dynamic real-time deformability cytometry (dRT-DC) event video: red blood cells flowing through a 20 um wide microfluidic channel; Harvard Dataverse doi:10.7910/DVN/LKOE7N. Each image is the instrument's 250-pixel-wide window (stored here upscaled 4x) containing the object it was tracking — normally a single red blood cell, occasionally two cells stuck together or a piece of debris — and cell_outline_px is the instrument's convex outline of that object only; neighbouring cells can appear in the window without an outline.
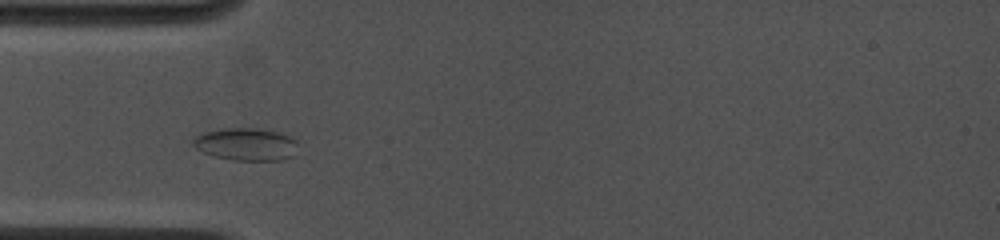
{"species": "common noctule bat (a hibernating species)", "species_latin": "Nyctalus noctula", "temperature_condition": "cold", "stored_images_in_passage": 34, "camera_frame_rate_fps": 4500, "um_per_image_px": 0.085, "animal": {"sex": "female", "body_mass_g": 19.0, "forearm_length_mm": 53.3}, "frame": {"image": 1, "passage_image": 6, "time_ms": 1.556, "image_size_px": [1000, 240], "cell_outline_px": [[296, 144], [292, 156], [280, 160], [232, 160], [216, 156], [204, 152], [196, 148], [192, 144], [192, 140], [196, 136], [204, 132], [224, 128], [252, 128], [280, 132], [296, 140]], "centroid_in_image_um": [20.89, 12.25], "position_along_channel_um": 64.1, "area_um2": 19.59}}
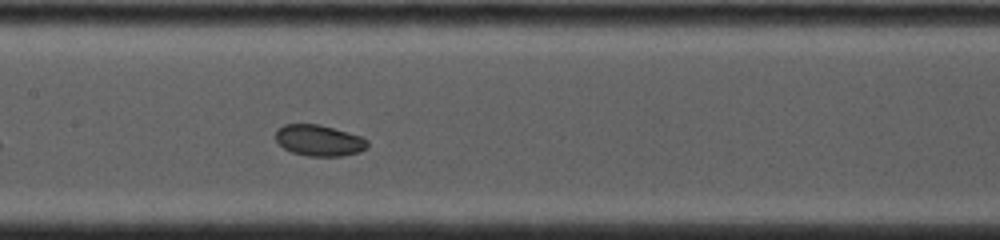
{"frame": {"image": 2, "passage_image": 16, "time_ms": 4.444, "image_size_px": [1000, 240], "cell_outline_px": [[368, 148], [360, 152], [340, 156], [308, 156], [292, 152], [284, 148], [276, 140], [276, 128], [284, 124], [320, 124], [364, 136], [368, 140]], "centroid_in_image_um": [27.16, 11.92], "position_along_channel_um": 180.2, "area_um2": 16.94}}
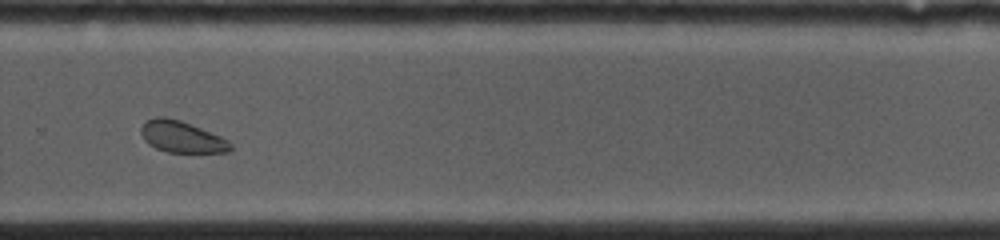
{"frame": {"image": 3, "passage_image": 25, "time_ms": 7.778, "image_size_px": [1000, 240], "cell_outline_px": [[232, 148], [228, 152], [168, 152], [156, 148], [148, 144], [144, 140], [140, 132], [140, 128], [144, 120], [156, 116], [164, 116], [180, 120], [220, 136], [228, 140], [232, 144]], "centroid_in_image_um": [15.4, 11.62], "position_along_channel_um": 314.4, "area_um2": 16.47}, "authors_computed_cell_mechanics": {"area_um2": 17.7735, "velocity_mm_per_s": 4.0312, "shape_relaxation_time_tau1_ms": 2.6693, "shape_relaxation_time_tau2_ms": null, "deformation_change_tau1": 0.073, "deformation_change_tau2": null}}